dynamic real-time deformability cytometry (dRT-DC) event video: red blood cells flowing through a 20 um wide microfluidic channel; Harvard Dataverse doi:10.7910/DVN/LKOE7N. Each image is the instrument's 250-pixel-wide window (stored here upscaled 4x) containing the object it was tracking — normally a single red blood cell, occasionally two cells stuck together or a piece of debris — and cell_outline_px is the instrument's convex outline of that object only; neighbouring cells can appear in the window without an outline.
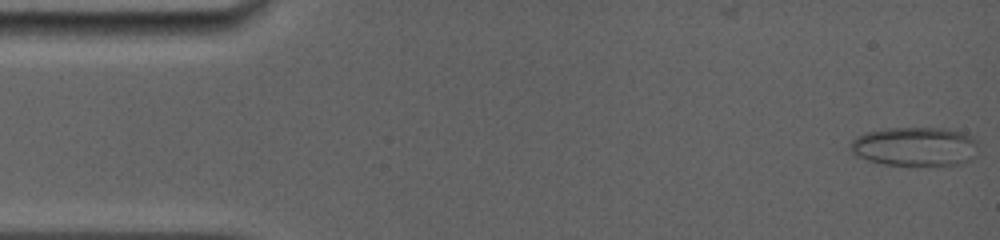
{"species": "common noctule bat (a hibernating species)", "species_latin": "Nyctalus noctula", "temperature_condition": "room temperature", "stored_images_in_passage": 38, "camera_frame_rate_fps": 5000, "um_per_image_px": 0.085, "animal": {"sex": "female", "body_mass_g": 19.0, "forearm_length_mm": 56.7}, "frame": {"image": 1, "passage_image": 1, "time_ms": 0.0, "image_size_px": [1000, 240], "cell_outline_px": [[976, 156], [960, 164], [916, 168], [884, 164], [868, 160], [856, 156], [848, 148], [848, 144], [852, 140], [864, 132], [888, 128], [944, 128], [960, 132], [976, 140]], "centroid_in_image_um": [77.73, 12.5], "position_along_channel_um": 7.3, "area_um2": 29.88}}
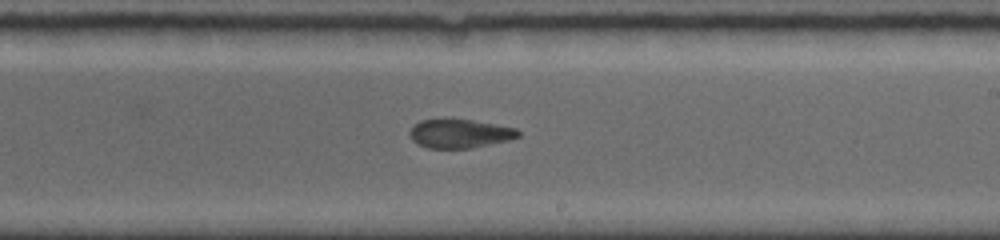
{"frame": {"image": 2, "passage_image": 19, "time_ms": 9.2, "image_size_px": [1000, 240], "cell_outline_px": [[520, 136], [508, 140], [472, 148], [428, 148], [416, 144], [412, 140], [408, 132], [420, 120], [448, 116], [452, 116], [496, 124], [516, 128], [520, 132]], "centroid_in_image_um": [39.04, 11.31], "position_along_channel_um": 250.0, "area_um2": 18.9}}
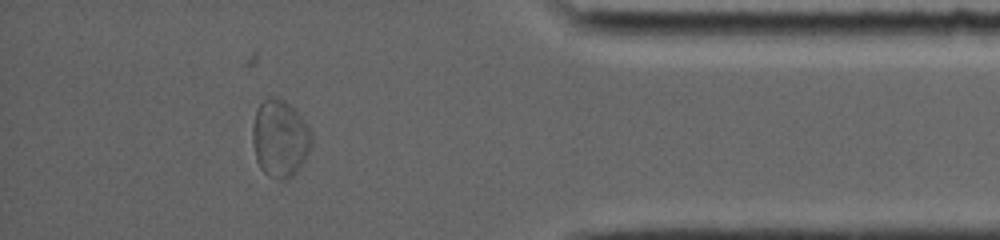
{"frame": {"image": 3, "passage_image": 33, "time_ms": 13.8, "image_size_px": [1000, 240], "cell_outline_px": [[312, 144], [304, 160], [296, 172], [288, 180], [280, 180], [268, 176], [260, 168], [256, 160], [252, 144], [252, 124], [256, 108], [268, 96], [272, 96], [284, 100], [300, 116], [312, 132]], "centroid_in_image_um": [23.77, 11.78], "position_along_channel_um": 411.4, "area_um2": 26.76}, "authors_computed_cell_mechanics": {"area_um2": 20.4612, "velocity_mm_per_s": 3.9523, "shape_relaxation_time_tau1_ms": null, "shape_relaxation_time_tau2_ms": 1.6874, "deformation_change_tau1": null, "deformation_change_tau2": 0.0723}}